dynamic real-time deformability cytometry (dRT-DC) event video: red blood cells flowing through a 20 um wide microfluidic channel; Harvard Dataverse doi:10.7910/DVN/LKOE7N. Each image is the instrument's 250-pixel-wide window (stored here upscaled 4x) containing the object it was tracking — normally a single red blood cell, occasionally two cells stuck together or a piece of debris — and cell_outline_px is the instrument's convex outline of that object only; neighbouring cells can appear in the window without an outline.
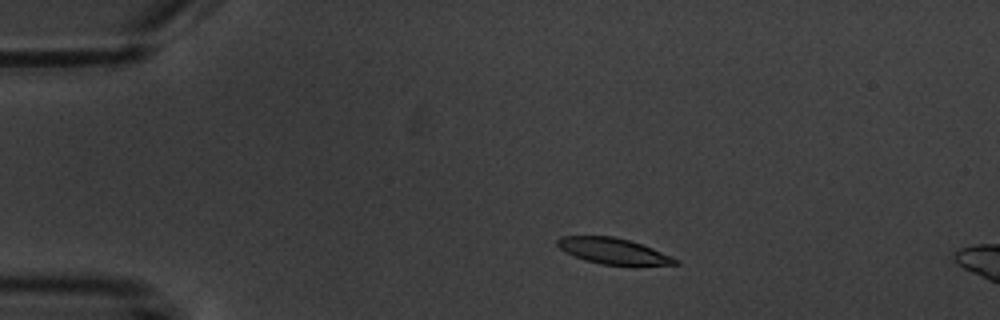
{"species": "common noctule bat (a hibernating species)", "species_latin": "Nyctalus noctula", "temperature_condition": "warm", "stored_images_in_passage": 3, "camera_frame_rate_fps": 3000, "um_per_image_px": 0.085, "animal": {"sex": "male", "body_mass_g": 20.1, "forearm_length_mm": 53.5}, "frame": {"image": 1, "passage_image": 1, "time_ms": 0.0, "image_size_px": [1000, 320], "cell_outline_px": [[680, 264], [604, 264], [584, 260], [560, 248], [556, 244], [556, 240], [560, 236], [612, 236], [628, 240], [652, 248], [672, 256], [680, 260]], "centroid_in_image_um": [52.11, 21.32], "position_along_channel_um": 32.9, "area_um2": 17.28}}